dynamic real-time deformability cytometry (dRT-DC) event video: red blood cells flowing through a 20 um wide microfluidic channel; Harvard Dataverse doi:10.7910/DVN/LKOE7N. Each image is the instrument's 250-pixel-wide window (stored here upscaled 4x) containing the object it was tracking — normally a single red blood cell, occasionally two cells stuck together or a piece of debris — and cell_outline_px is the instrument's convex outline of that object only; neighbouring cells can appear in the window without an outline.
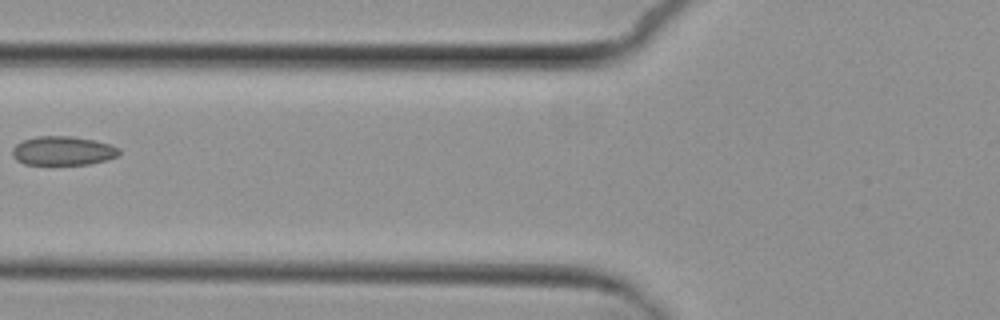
{"species": "common noctule bat (a hibernating species)", "species_latin": "Nyctalus noctula", "temperature_condition": "cold", "stored_images_in_passage": 3, "camera_frame_rate_fps": 3000, "um_per_image_px": 0.085, "animal": {"sex": "female", "body_mass_g": 29.2, "forearm_length_mm": 56.3}, "frame": {"image": 1, "passage_image": 3, "time_ms": 2.333, "image_size_px": [1000, 320], "cell_outline_px": [[120, 152], [116, 156], [108, 160], [88, 164], [24, 164], [16, 160], [12, 156], [12, 148], [16, 144], [24, 140], [36, 136], [72, 136], [112, 144], [120, 148]], "centroid_in_image_um": [5.35, 12.81], "position_along_channel_um": 120.5, "area_um2": 18.09}}